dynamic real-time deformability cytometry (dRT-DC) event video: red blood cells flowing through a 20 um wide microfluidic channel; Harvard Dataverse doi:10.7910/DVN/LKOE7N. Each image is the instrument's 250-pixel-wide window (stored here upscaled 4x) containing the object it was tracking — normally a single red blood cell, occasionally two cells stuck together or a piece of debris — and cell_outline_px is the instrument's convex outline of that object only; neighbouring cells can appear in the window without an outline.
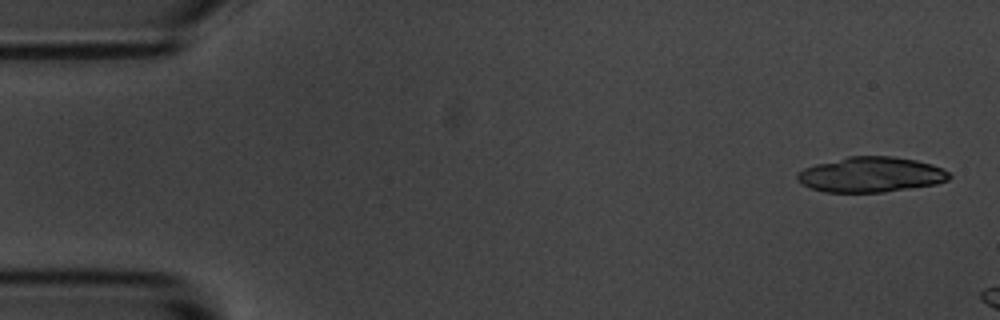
{"species": "common noctule bat (a hibernating species)", "species_latin": "Nyctalus noctula", "temperature_condition": "room temperature", "stored_images_in_passage": 5, "segment_of_instrument_passage": [2, 2], "camera_frame_rate_fps": 3000, "um_per_image_px": 0.085, "animal": {"sex": "male", "body_mass_g": 20.1, "forearm_length_mm": 53.5}, "frame": {"image": 1, "passage_image": 5, "time_ms": 1.333, "image_size_px": [1000, 320], "cell_outline_px": [[952, 176], [948, 180], [936, 184], [884, 192], [824, 192], [812, 188], [796, 180], [796, 172], [804, 168], [816, 164], [848, 156], [892, 156], [916, 160], [932, 164], [948, 172]], "centroid_in_image_um": [74.01, 14.84], "position_along_channel_um": 11.0, "area_um2": 31.15}}